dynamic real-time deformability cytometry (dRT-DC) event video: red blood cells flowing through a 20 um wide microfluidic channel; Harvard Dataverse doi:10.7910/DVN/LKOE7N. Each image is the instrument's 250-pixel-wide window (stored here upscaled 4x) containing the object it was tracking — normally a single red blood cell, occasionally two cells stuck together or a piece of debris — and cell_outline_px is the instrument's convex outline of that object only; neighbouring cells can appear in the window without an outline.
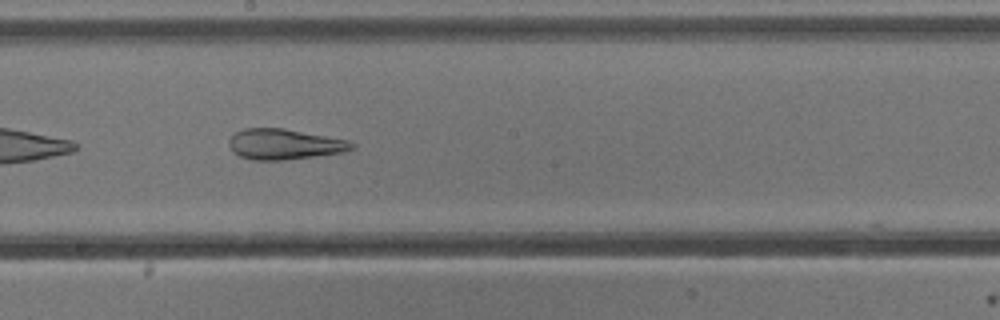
{"species": "common noctule bat (a hibernating species)", "species_latin": "Nyctalus noctula", "temperature_condition": "cold", "stored_images_in_passage": 33, "camera_frame_rate_fps": 3000, "um_per_image_px": 0.085, "animal": {"sex": "male", "body_mass_g": 13.3}, "frame": {"image": 1, "passage_image": 15, "time_ms": 4.667, "image_size_px": [1000, 320], "cell_outline_px": [[356, 148], [344, 152], [284, 160], [252, 160], [240, 156], [232, 152], [228, 144], [228, 140], [236, 132], [244, 128], [284, 128], [352, 140], [356, 144]], "centroid_in_image_um": [24.22, 12.25], "position_along_channel_um": 224.0, "area_um2": 22.2}}
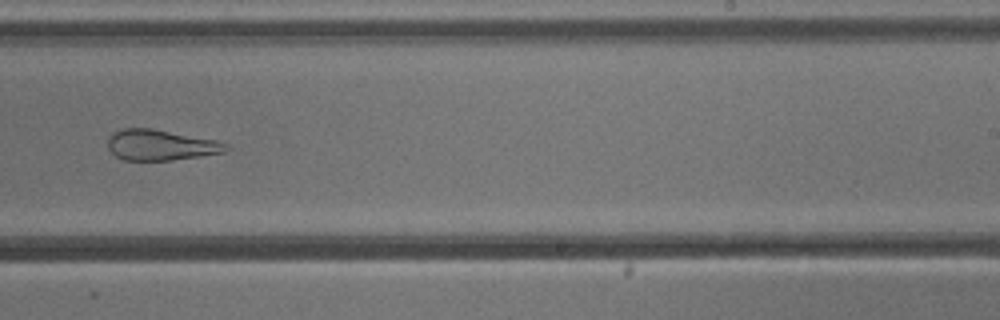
{"frame": {"image": 2, "passage_image": 19, "time_ms": 6.0, "image_size_px": [1000, 320], "cell_outline_px": [[232, 148], [224, 152], [200, 156], [172, 160], [124, 160], [116, 156], [108, 148], [108, 136], [112, 132], [124, 128], [152, 128], [216, 140], [228, 144]], "centroid_in_image_um": [13.66, 12.32], "position_along_channel_um": 275.3, "area_um2": 21.21}, "authors_computed_cell_mechanics": {"area_um2": 22.9466, "velocity_mm_per_s": 3.8668, "shape_relaxation_time_tau1_ms": null, "shape_relaxation_time_tau2_ms": 3.4173, "deformation_change_tau1": null, "deformation_change_tau2": 0.1284}}